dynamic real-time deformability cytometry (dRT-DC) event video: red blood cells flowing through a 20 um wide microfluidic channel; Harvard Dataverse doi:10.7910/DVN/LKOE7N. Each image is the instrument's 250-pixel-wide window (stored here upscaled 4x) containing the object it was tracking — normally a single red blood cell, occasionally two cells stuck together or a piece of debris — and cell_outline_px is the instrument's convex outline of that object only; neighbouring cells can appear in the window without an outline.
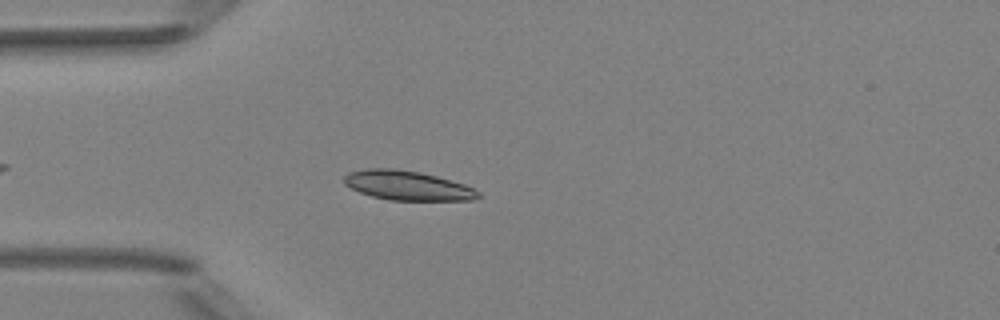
{"species": "Egyptian fruit bat (a non-hibernating species)", "species_latin": "Rousettus aegyptiacus", "temperature_condition": "room temperature", "stored_images_in_passage": 4, "camera_frame_rate_fps": 3000, "um_per_image_px": 0.085, "animal": {"sex": "female"}, "frame": {"image": 1, "passage_image": 4, "time_ms": 3.333, "image_size_px": [1000, 320], "cell_outline_px": [[480, 196], [472, 200], [392, 200], [372, 196], [360, 192], [344, 184], [344, 176], [348, 172], [368, 168], [396, 168], [420, 172], [436, 176], [464, 184], [480, 192]], "centroid_in_image_um": [34.62, 15.76], "position_along_channel_um": 50.4, "area_um2": 22.89}}